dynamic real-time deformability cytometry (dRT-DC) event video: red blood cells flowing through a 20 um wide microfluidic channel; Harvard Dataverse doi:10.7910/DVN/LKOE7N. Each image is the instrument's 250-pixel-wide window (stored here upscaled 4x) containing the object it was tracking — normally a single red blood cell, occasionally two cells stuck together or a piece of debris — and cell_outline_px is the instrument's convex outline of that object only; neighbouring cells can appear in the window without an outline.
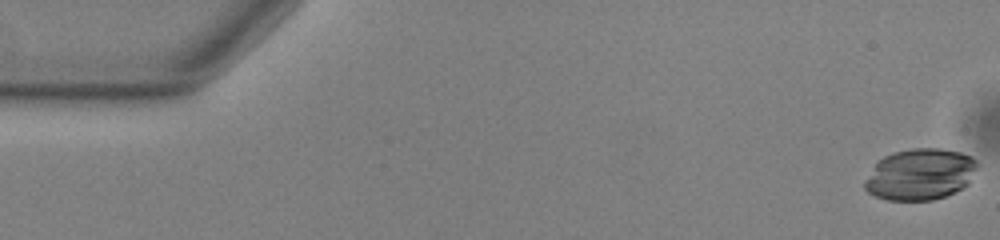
{"species": "common noctule bat (a hibernating species)", "species_latin": "Nyctalus noctula", "temperature_condition": "warm", "stored_images_in_passage": 53, "camera_frame_rate_fps": 3000, "um_per_image_px": 0.085, "animal": {"sex": "male", "body_mass_g": 13.0, "forearm_length_mm": 53.1}, "frame": {"image": 1, "passage_image": 1, "time_ms": 0.0, "image_size_px": [1000, 240], "cell_outline_px": [[976, 168], [968, 184], [964, 188], [944, 196], [932, 200], [888, 200], [876, 196], [868, 192], [864, 188], [864, 180], [876, 164], [884, 156], [896, 152], [912, 148], [940, 148], [960, 152], [972, 156], [976, 160]], "centroid_in_image_um": [78.22, 14.82], "position_along_channel_um": 6.8, "area_um2": 33.52}}
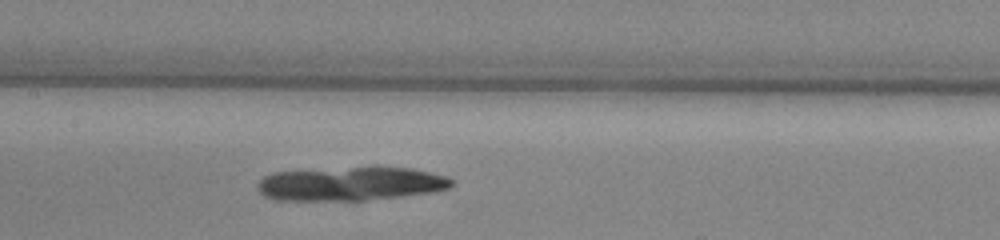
{"frame": {"image": 2, "passage_image": 26, "time_ms": 8.333, "image_size_px": [1000, 240], "cell_outline_px": [[456, 184], [452, 188], [436, 192], [364, 200], [276, 200], [264, 196], [256, 188], [256, 184], [264, 176], [276, 172], [372, 164], [376, 164], [412, 168], [448, 176]], "centroid_in_image_um": [29.89, 15.57], "position_along_channel_um": 177.5, "area_um2": 39.65}}
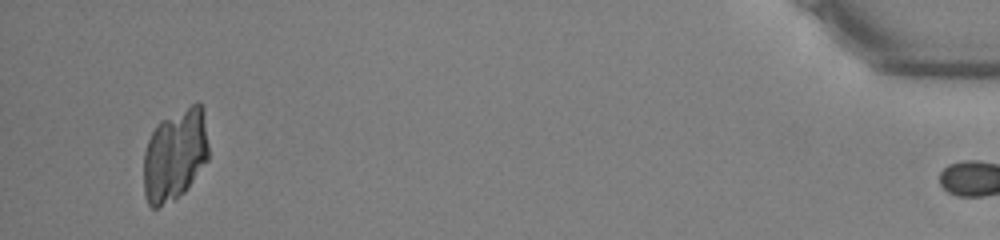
{"frame": {"image": 3, "passage_image": 52, "time_ms": 17.0, "image_size_px": [1000, 240], "cell_outline_px": [[208, 160], [184, 192], [176, 200], [156, 208], [152, 208], [148, 204], [144, 196], [144, 152], [148, 140], [156, 124], [160, 120], [196, 100], [200, 100], [204, 108], [208, 144]], "centroid_in_image_um": [14.88, 13.13], "position_along_channel_um": 420.3, "area_um2": 35.55}}